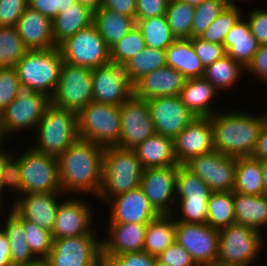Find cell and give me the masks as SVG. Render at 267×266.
<instances>
[{
    "mask_svg": "<svg viewBox=\"0 0 267 266\" xmlns=\"http://www.w3.org/2000/svg\"><path fill=\"white\" fill-rule=\"evenodd\" d=\"M104 147L78 138L57 157L64 195L97 197L102 186Z\"/></svg>",
    "mask_w": 267,
    "mask_h": 266,
    "instance_id": "obj_1",
    "label": "cell"
},
{
    "mask_svg": "<svg viewBox=\"0 0 267 266\" xmlns=\"http://www.w3.org/2000/svg\"><path fill=\"white\" fill-rule=\"evenodd\" d=\"M249 111H217L210 116L214 150L232 157L251 156L259 133L267 120V111L254 115Z\"/></svg>",
    "mask_w": 267,
    "mask_h": 266,
    "instance_id": "obj_2",
    "label": "cell"
},
{
    "mask_svg": "<svg viewBox=\"0 0 267 266\" xmlns=\"http://www.w3.org/2000/svg\"><path fill=\"white\" fill-rule=\"evenodd\" d=\"M142 171L134 149L104 147L102 186L96 199L106 204L119 194L139 188Z\"/></svg>",
    "mask_w": 267,
    "mask_h": 266,
    "instance_id": "obj_3",
    "label": "cell"
},
{
    "mask_svg": "<svg viewBox=\"0 0 267 266\" xmlns=\"http://www.w3.org/2000/svg\"><path fill=\"white\" fill-rule=\"evenodd\" d=\"M50 104V98L47 95L20 84L15 99L0 115V138L5 145L7 146L5 139H10L13 134L14 138L17 133L20 135L24 130L28 132L33 130L34 134Z\"/></svg>",
    "mask_w": 267,
    "mask_h": 266,
    "instance_id": "obj_4",
    "label": "cell"
},
{
    "mask_svg": "<svg viewBox=\"0 0 267 266\" xmlns=\"http://www.w3.org/2000/svg\"><path fill=\"white\" fill-rule=\"evenodd\" d=\"M35 133L36 141L31 147L40 153L58 157L79 138L77 113L50 104Z\"/></svg>",
    "mask_w": 267,
    "mask_h": 266,
    "instance_id": "obj_5",
    "label": "cell"
},
{
    "mask_svg": "<svg viewBox=\"0 0 267 266\" xmlns=\"http://www.w3.org/2000/svg\"><path fill=\"white\" fill-rule=\"evenodd\" d=\"M62 64L61 51L56 46L47 50H29L14 68L20 84L51 98L59 81Z\"/></svg>",
    "mask_w": 267,
    "mask_h": 266,
    "instance_id": "obj_6",
    "label": "cell"
},
{
    "mask_svg": "<svg viewBox=\"0 0 267 266\" xmlns=\"http://www.w3.org/2000/svg\"><path fill=\"white\" fill-rule=\"evenodd\" d=\"M78 136L103 147L115 146L121 133L120 106L92 101L77 114Z\"/></svg>",
    "mask_w": 267,
    "mask_h": 266,
    "instance_id": "obj_7",
    "label": "cell"
},
{
    "mask_svg": "<svg viewBox=\"0 0 267 266\" xmlns=\"http://www.w3.org/2000/svg\"><path fill=\"white\" fill-rule=\"evenodd\" d=\"M265 235L250 227L233 223L219 230L217 262L229 265L254 266L266 243Z\"/></svg>",
    "mask_w": 267,
    "mask_h": 266,
    "instance_id": "obj_8",
    "label": "cell"
},
{
    "mask_svg": "<svg viewBox=\"0 0 267 266\" xmlns=\"http://www.w3.org/2000/svg\"><path fill=\"white\" fill-rule=\"evenodd\" d=\"M92 73L88 67L63 62L51 104L78 114L93 101Z\"/></svg>",
    "mask_w": 267,
    "mask_h": 266,
    "instance_id": "obj_9",
    "label": "cell"
},
{
    "mask_svg": "<svg viewBox=\"0 0 267 266\" xmlns=\"http://www.w3.org/2000/svg\"><path fill=\"white\" fill-rule=\"evenodd\" d=\"M21 153L22 194L62 193L57 157L40 153L30 145Z\"/></svg>",
    "mask_w": 267,
    "mask_h": 266,
    "instance_id": "obj_10",
    "label": "cell"
},
{
    "mask_svg": "<svg viewBox=\"0 0 267 266\" xmlns=\"http://www.w3.org/2000/svg\"><path fill=\"white\" fill-rule=\"evenodd\" d=\"M58 47L63 62L72 65L95 69L111 62L110 48L93 23L67 38Z\"/></svg>",
    "mask_w": 267,
    "mask_h": 266,
    "instance_id": "obj_11",
    "label": "cell"
},
{
    "mask_svg": "<svg viewBox=\"0 0 267 266\" xmlns=\"http://www.w3.org/2000/svg\"><path fill=\"white\" fill-rule=\"evenodd\" d=\"M97 231L90 235L53 239L45 258L49 266H98L102 251Z\"/></svg>",
    "mask_w": 267,
    "mask_h": 266,
    "instance_id": "obj_12",
    "label": "cell"
},
{
    "mask_svg": "<svg viewBox=\"0 0 267 266\" xmlns=\"http://www.w3.org/2000/svg\"><path fill=\"white\" fill-rule=\"evenodd\" d=\"M236 157L218 151L191 158L183 166L202 179L213 192H233Z\"/></svg>",
    "mask_w": 267,
    "mask_h": 266,
    "instance_id": "obj_13",
    "label": "cell"
},
{
    "mask_svg": "<svg viewBox=\"0 0 267 266\" xmlns=\"http://www.w3.org/2000/svg\"><path fill=\"white\" fill-rule=\"evenodd\" d=\"M175 242L184 247L197 266L217 262L219 230L206 224L176 222Z\"/></svg>",
    "mask_w": 267,
    "mask_h": 266,
    "instance_id": "obj_14",
    "label": "cell"
},
{
    "mask_svg": "<svg viewBox=\"0 0 267 266\" xmlns=\"http://www.w3.org/2000/svg\"><path fill=\"white\" fill-rule=\"evenodd\" d=\"M72 196V197H71ZM65 197V198H64ZM60 200L56 219L52 229V238H66L90 235L96 231L94 224L95 213L93 205L86 199H79L76 195H66ZM64 198V200H63ZM94 224V225H93ZM94 227V228H93Z\"/></svg>",
    "mask_w": 267,
    "mask_h": 266,
    "instance_id": "obj_15",
    "label": "cell"
},
{
    "mask_svg": "<svg viewBox=\"0 0 267 266\" xmlns=\"http://www.w3.org/2000/svg\"><path fill=\"white\" fill-rule=\"evenodd\" d=\"M120 118L118 147L135 149L139 143L156 133L147 101L134 94L120 106Z\"/></svg>",
    "mask_w": 267,
    "mask_h": 266,
    "instance_id": "obj_16",
    "label": "cell"
},
{
    "mask_svg": "<svg viewBox=\"0 0 267 266\" xmlns=\"http://www.w3.org/2000/svg\"><path fill=\"white\" fill-rule=\"evenodd\" d=\"M179 164L144 169L140 188L158 214H172L176 204V176Z\"/></svg>",
    "mask_w": 267,
    "mask_h": 266,
    "instance_id": "obj_17",
    "label": "cell"
},
{
    "mask_svg": "<svg viewBox=\"0 0 267 266\" xmlns=\"http://www.w3.org/2000/svg\"><path fill=\"white\" fill-rule=\"evenodd\" d=\"M92 91L93 101L121 106L133 94V84L124 65L110 62L93 69Z\"/></svg>",
    "mask_w": 267,
    "mask_h": 266,
    "instance_id": "obj_18",
    "label": "cell"
},
{
    "mask_svg": "<svg viewBox=\"0 0 267 266\" xmlns=\"http://www.w3.org/2000/svg\"><path fill=\"white\" fill-rule=\"evenodd\" d=\"M155 132L174 139L196 117L178 96L156 97L147 100Z\"/></svg>",
    "mask_w": 267,
    "mask_h": 266,
    "instance_id": "obj_19",
    "label": "cell"
},
{
    "mask_svg": "<svg viewBox=\"0 0 267 266\" xmlns=\"http://www.w3.org/2000/svg\"><path fill=\"white\" fill-rule=\"evenodd\" d=\"M173 146L179 165H183L193 157L214 151L210 118L196 117L173 139Z\"/></svg>",
    "mask_w": 267,
    "mask_h": 266,
    "instance_id": "obj_20",
    "label": "cell"
},
{
    "mask_svg": "<svg viewBox=\"0 0 267 266\" xmlns=\"http://www.w3.org/2000/svg\"><path fill=\"white\" fill-rule=\"evenodd\" d=\"M106 203L109 206L108 223L148 224L159 215L140 187L119 194Z\"/></svg>",
    "mask_w": 267,
    "mask_h": 266,
    "instance_id": "obj_21",
    "label": "cell"
},
{
    "mask_svg": "<svg viewBox=\"0 0 267 266\" xmlns=\"http://www.w3.org/2000/svg\"><path fill=\"white\" fill-rule=\"evenodd\" d=\"M63 193H28L11 200V209L22 219L52 232ZM60 198V199H59Z\"/></svg>",
    "mask_w": 267,
    "mask_h": 266,
    "instance_id": "obj_22",
    "label": "cell"
},
{
    "mask_svg": "<svg viewBox=\"0 0 267 266\" xmlns=\"http://www.w3.org/2000/svg\"><path fill=\"white\" fill-rule=\"evenodd\" d=\"M186 78L170 66L143 75L133 84V94L145 101L156 97L178 96Z\"/></svg>",
    "mask_w": 267,
    "mask_h": 266,
    "instance_id": "obj_23",
    "label": "cell"
},
{
    "mask_svg": "<svg viewBox=\"0 0 267 266\" xmlns=\"http://www.w3.org/2000/svg\"><path fill=\"white\" fill-rule=\"evenodd\" d=\"M147 224L108 223L105 238L100 237L103 253L118 256L143 251Z\"/></svg>",
    "mask_w": 267,
    "mask_h": 266,
    "instance_id": "obj_24",
    "label": "cell"
},
{
    "mask_svg": "<svg viewBox=\"0 0 267 266\" xmlns=\"http://www.w3.org/2000/svg\"><path fill=\"white\" fill-rule=\"evenodd\" d=\"M15 28L29 50H47L56 47L52 20L29 6L24 10Z\"/></svg>",
    "mask_w": 267,
    "mask_h": 266,
    "instance_id": "obj_25",
    "label": "cell"
},
{
    "mask_svg": "<svg viewBox=\"0 0 267 266\" xmlns=\"http://www.w3.org/2000/svg\"><path fill=\"white\" fill-rule=\"evenodd\" d=\"M220 93L203 77L186 79L184 87L180 91L181 102L195 117H210L217 110L212 104L214 98Z\"/></svg>",
    "mask_w": 267,
    "mask_h": 266,
    "instance_id": "obj_26",
    "label": "cell"
},
{
    "mask_svg": "<svg viewBox=\"0 0 267 266\" xmlns=\"http://www.w3.org/2000/svg\"><path fill=\"white\" fill-rule=\"evenodd\" d=\"M223 45L226 54L245 68L252 61L253 56L260 47L259 42L251 33L245 16H242L227 33Z\"/></svg>",
    "mask_w": 267,
    "mask_h": 266,
    "instance_id": "obj_27",
    "label": "cell"
},
{
    "mask_svg": "<svg viewBox=\"0 0 267 266\" xmlns=\"http://www.w3.org/2000/svg\"><path fill=\"white\" fill-rule=\"evenodd\" d=\"M134 150L143 170L178 164L174 155L173 139L161 134L155 133L139 143Z\"/></svg>",
    "mask_w": 267,
    "mask_h": 266,
    "instance_id": "obj_28",
    "label": "cell"
},
{
    "mask_svg": "<svg viewBox=\"0 0 267 266\" xmlns=\"http://www.w3.org/2000/svg\"><path fill=\"white\" fill-rule=\"evenodd\" d=\"M235 223L260 232L267 227V194L245 195L233 192Z\"/></svg>",
    "mask_w": 267,
    "mask_h": 266,
    "instance_id": "obj_29",
    "label": "cell"
},
{
    "mask_svg": "<svg viewBox=\"0 0 267 266\" xmlns=\"http://www.w3.org/2000/svg\"><path fill=\"white\" fill-rule=\"evenodd\" d=\"M6 214L7 218H3L0 227L5 232L10 242V262L12 266H22L35 262L38 258L32 253L26 239L24 230V219L9 208Z\"/></svg>",
    "mask_w": 267,
    "mask_h": 266,
    "instance_id": "obj_30",
    "label": "cell"
},
{
    "mask_svg": "<svg viewBox=\"0 0 267 266\" xmlns=\"http://www.w3.org/2000/svg\"><path fill=\"white\" fill-rule=\"evenodd\" d=\"M93 23V10L76 2L71 7L60 12L52 20V31L55 44L58 47L67 38Z\"/></svg>",
    "mask_w": 267,
    "mask_h": 266,
    "instance_id": "obj_31",
    "label": "cell"
},
{
    "mask_svg": "<svg viewBox=\"0 0 267 266\" xmlns=\"http://www.w3.org/2000/svg\"><path fill=\"white\" fill-rule=\"evenodd\" d=\"M166 62L186 79L203 76L204 66L196 56L191 39H176L166 49Z\"/></svg>",
    "mask_w": 267,
    "mask_h": 266,
    "instance_id": "obj_32",
    "label": "cell"
},
{
    "mask_svg": "<svg viewBox=\"0 0 267 266\" xmlns=\"http://www.w3.org/2000/svg\"><path fill=\"white\" fill-rule=\"evenodd\" d=\"M172 214H159L146 225L143 251L157 257L175 243L176 228Z\"/></svg>",
    "mask_w": 267,
    "mask_h": 266,
    "instance_id": "obj_33",
    "label": "cell"
},
{
    "mask_svg": "<svg viewBox=\"0 0 267 266\" xmlns=\"http://www.w3.org/2000/svg\"><path fill=\"white\" fill-rule=\"evenodd\" d=\"M93 24L104 43L111 48L136 25V22L116 11L100 7L93 11Z\"/></svg>",
    "mask_w": 267,
    "mask_h": 266,
    "instance_id": "obj_34",
    "label": "cell"
},
{
    "mask_svg": "<svg viewBox=\"0 0 267 266\" xmlns=\"http://www.w3.org/2000/svg\"><path fill=\"white\" fill-rule=\"evenodd\" d=\"M233 192L252 196L267 194L264 189L260 160L251 156L237 157Z\"/></svg>",
    "mask_w": 267,
    "mask_h": 266,
    "instance_id": "obj_35",
    "label": "cell"
},
{
    "mask_svg": "<svg viewBox=\"0 0 267 266\" xmlns=\"http://www.w3.org/2000/svg\"><path fill=\"white\" fill-rule=\"evenodd\" d=\"M245 72L246 68L242 64L226 54L212 65L205 67L202 77L221 93L220 91L223 92V90H231Z\"/></svg>",
    "mask_w": 267,
    "mask_h": 266,
    "instance_id": "obj_36",
    "label": "cell"
},
{
    "mask_svg": "<svg viewBox=\"0 0 267 266\" xmlns=\"http://www.w3.org/2000/svg\"><path fill=\"white\" fill-rule=\"evenodd\" d=\"M124 66L129 81L134 84L143 75L167 66L166 50L145 47Z\"/></svg>",
    "mask_w": 267,
    "mask_h": 266,
    "instance_id": "obj_37",
    "label": "cell"
},
{
    "mask_svg": "<svg viewBox=\"0 0 267 266\" xmlns=\"http://www.w3.org/2000/svg\"><path fill=\"white\" fill-rule=\"evenodd\" d=\"M212 190L197 175L179 165L176 176V201L208 202Z\"/></svg>",
    "mask_w": 267,
    "mask_h": 266,
    "instance_id": "obj_38",
    "label": "cell"
},
{
    "mask_svg": "<svg viewBox=\"0 0 267 266\" xmlns=\"http://www.w3.org/2000/svg\"><path fill=\"white\" fill-rule=\"evenodd\" d=\"M146 47L166 50L176 38L173 36L165 15L136 21Z\"/></svg>",
    "mask_w": 267,
    "mask_h": 266,
    "instance_id": "obj_39",
    "label": "cell"
},
{
    "mask_svg": "<svg viewBox=\"0 0 267 266\" xmlns=\"http://www.w3.org/2000/svg\"><path fill=\"white\" fill-rule=\"evenodd\" d=\"M235 223L233 192H212L208 201L207 224L221 230Z\"/></svg>",
    "mask_w": 267,
    "mask_h": 266,
    "instance_id": "obj_40",
    "label": "cell"
},
{
    "mask_svg": "<svg viewBox=\"0 0 267 266\" xmlns=\"http://www.w3.org/2000/svg\"><path fill=\"white\" fill-rule=\"evenodd\" d=\"M195 7L182 0H169L165 13L167 23L176 39H190Z\"/></svg>",
    "mask_w": 267,
    "mask_h": 266,
    "instance_id": "obj_41",
    "label": "cell"
},
{
    "mask_svg": "<svg viewBox=\"0 0 267 266\" xmlns=\"http://www.w3.org/2000/svg\"><path fill=\"white\" fill-rule=\"evenodd\" d=\"M28 51L15 27H0V68L14 67Z\"/></svg>",
    "mask_w": 267,
    "mask_h": 266,
    "instance_id": "obj_42",
    "label": "cell"
},
{
    "mask_svg": "<svg viewBox=\"0 0 267 266\" xmlns=\"http://www.w3.org/2000/svg\"><path fill=\"white\" fill-rule=\"evenodd\" d=\"M242 12L236 3L229 4L199 38L211 43L223 44L227 33L243 16Z\"/></svg>",
    "mask_w": 267,
    "mask_h": 266,
    "instance_id": "obj_43",
    "label": "cell"
},
{
    "mask_svg": "<svg viewBox=\"0 0 267 266\" xmlns=\"http://www.w3.org/2000/svg\"><path fill=\"white\" fill-rule=\"evenodd\" d=\"M146 47L142 32L134 25L131 30L110 48L111 63L125 65Z\"/></svg>",
    "mask_w": 267,
    "mask_h": 266,
    "instance_id": "obj_44",
    "label": "cell"
},
{
    "mask_svg": "<svg viewBox=\"0 0 267 266\" xmlns=\"http://www.w3.org/2000/svg\"><path fill=\"white\" fill-rule=\"evenodd\" d=\"M229 4L227 0H205L195 6L191 38L199 37Z\"/></svg>",
    "mask_w": 267,
    "mask_h": 266,
    "instance_id": "obj_45",
    "label": "cell"
},
{
    "mask_svg": "<svg viewBox=\"0 0 267 266\" xmlns=\"http://www.w3.org/2000/svg\"><path fill=\"white\" fill-rule=\"evenodd\" d=\"M24 230L32 253L38 259H45L52 249V233L44 228H41L36 223L25 219Z\"/></svg>",
    "mask_w": 267,
    "mask_h": 266,
    "instance_id": "obj_46",
    "label": "cell"
},
{
    "mask_svg": "<svg viewBox=\"0 0 267 266\" xmlns=\"http://www.w3.org/2000/svg\"><path fill=\"white\" fill-rule=\"evenodd\" d=\"M208 202L176 201L172 216L175 222L206 224Z\"/></svg>",
    "mask_w": 267,
    "mask_h": 266,
    "instance_id": "obj_47",
    "label": "cell"
},
{
    "mask_svg": "<svg viewBox=\"0 0 267 266\" xmlns=\"http://www.w3.org/2000/svg\"><path fill=\"white\" fill-rule=\"evenodd\" d=\"M14 154V152L6 159L4 168H3V178H2V205L4 199L5 191L8 194L10 190V194L13 191L15 198L17 199L19 196L22 195V182H21V168H20V156Z\"/></svg>",
    "mask_w": 267,
    "mask_h": 266,
    "instance_id": "obj_48",
    "label": "cell"
},
{
    "mask_svg": "<svg viewBox=\"0 0 267 266\" xmlns=\"http://www.w3.org/2000/svg\"><path fill=\"white\" fill-rule=\"evenodd\" d=\"M20 80L14 67L0 68V115L15 99Z\"/></svg>",
    "mask_w": 267,
    "mask_h": 266,
    "instance_id": "obj_49",
    "label": "cell"
},
{
    "mask_svg": "<svg viewBox=\"0 0 267 266\" xmlns=\"http://www.w3.org/2000/svg\"><path fill=\"white\" fill-rule=\"evenodd\" d=\"M194 47L196 56L202 62L204 68L212 65L218 59L226 55L223 44L211 43L199 37L190 38Z\"/></svg>",
    "mask_w": 267,
    "mask_h": 266,
    "instance_id": "obj_50",
    "label": "cell"
},
{
    "mask_svg": "<svg viewBox=\"0 0 267 266\" xmlns=\"http://www.w3.org/2000/svg\"><path fill=\"white\" fill-rule=\"evenodd\" d=\"M29 0H0V27H15Z\"/></svg>",
    "mask_w": 267,
    "mask_h": 266,
    "instance_id": "obj_51",
    "label": "cell"
},
{
    "mask_svg": "<svg viewBox=\"0 0 267 266\" xmlns=\"http://www.w3.org/2000/svg\"><path fill=\"white\" fill-rule=\"evenodd\" d=\"M245 13L251 33L260 45L267 44V9L253 8ZM248 16H247V15Z\"/></svg>",
    "mask_w": 267,
    "mask_h": 266,
    "instance_id": "obj_52",
    "label": "cell"
},
{
    "mask_svg": "<svg viewBox=\"0 0 267 266\" xmlns=\"http://www.w3.org/2000/svg\"><path fill=\"white\" fill-rule=\"evenodd\" d=\"M156 258L169 266H197L189 252L176 242L168 246Z\"/></svg>",
    "mask_w": 267,
    "mask_h": 266,
    "instance_id": "obj_53",
    "label": "cell"
},
{
    "mask_svg": "<svg viewBox=\"0 0 267 266\" xmlns=\"http://www.w3.org/2000/svg\"><path fill=\"white\" fill-rule=\"evenodd\" d=\"M169 0H137L136 21L165 15Z\"/></svg>",
    "mask_w": 267,
    "mask_h": 266,
    "instance_id": "obj_54",
    "label": "cell"
},
{
    "mask_svg": "<svg viewBox=\"0 0 267 266\" xmlns=\"http://www.w3.org/2000/svg\"><path fill=\"white\" fill-rule=\"evenodd\" d=\"M246 73L267 85V44L260 45L252 61L247 65Z\"/></svg>",
    "mask_w": 267,
    "mask_h": 266,
    "instance_id": "obj_55",
    "label": "cell"
},
{
    "mask_svg": "<svg viewBox=\"0 0 267 266\" xmlns=\"http://www.w3.org/2000/svg\"><path fill=\"white\" fill-rule=\"evenodd\" d=\"M137 0H102L100 7L116 11L136 22Z\"/></svg>",
    "mask_w": 267,
    "mask_h": 266,
    "instance_id": "obj_56",
    "label": "cell"
},
{
    "mask_svg": "<svg viewBox=\"0 0 267 266\" xmlns=\"http://www.w3.org/2000/svg\"><path fill=\"white\" fill-rule=\"evenodd\" d=\"M28 6L51 20L60 13V0H29Z\"/></svg>",
    "mask_w": 267,
    "mask_h": 266,
    "instance_id": "obj_57",
    "label": "cell"
},
{
    "mask_svg": "<svg viewBox=\"0 0 267 266\" xmlns=\"http://www.w3.org/2000/svg\"><path fill=\"white\" fill-rule=\"evenodd\" d=\"M98 266H130V253L112 256L101 252L98 259Z\"/></svg>",
    "mask_w": 267,
    "mask_h": 266,
    "instance_id": "obj_58",
    "label": "cell"
},
{
    "mask_svg": "<svg viewBox=\"0 0 267 266\" xmlns=\"http://www.w3.org/2000/svg\"><path fill=\"white\" fill-rule=\"evenodd\" d=\"M251 157L258 160H267V120L264 123Z\"/></svg>",
    "mask_w": 267,
    "mask_h": 266,
    "instance_id": "obj_59",
    "label": "cell"
},
{
    "mask_svg": "<svg viewBox=\"0 0 267 266\" xmlns=\"http://www.w3.org/2000/svg\"><path fill=\"white\" fill-rule=\"evenodd\" d=\"M5 204L3 205V208H0V218L1 216H4L2 213V209H4ZM2 213V214H1ZM0 219V224H1ZM0 266H12L10 262V242L8 241V238L5 234V232L0 227Z\"/></svg>",
    "mask_w": 267,
    "mask_h": 266,
    "instance_id": "obj_60",
    "label": "cell"
},
{
    "mask_svg": "<svg viewBox=\"0 0 267 266\" xmlns=\"http://www.w3.org/2000/svg\"><path fill=\"white\" fill-rule=\"evenodd\" d=\"M154 260L147 252H130V266H154Z\"/></svg>",
    "mask_w": 267,
    "mask_h": 266,
    "instance_id": "obj_61",
    "label": "cell"
},
{
    "mask_svg": "<svg viewBox=\"0 0 267 266\" xmlns=\"http://www.w3.org/2000/svg\"><path fill=\"white\" fill-rule=\"evenodd\" d=\"M7 148L4 147V144L2 143L0 145V205L2 206V178H3V168H4V164L6 159L13 153V151L11 152L8 148V150H6ZM9 151V152H8Z\"/></svg>",
    "mask_w": 267,
    "mask_h": 266,
    "instance_id": "obj_62",
    "label": "cell"
},
{
    "mask_svg": "<svg viewBox=\"0 0 267 266\" xmlns=\"http://www.w3.org/2000/svg\"><path fill=\"white\" fill-rule=\"evenodd\" d=\"M77 2L88 6L91 10L95 11L100 8L102 0H76Z\"/></svg>",
    "mask_w": 267,
    "mask_h": 266,
    "instance_id": "obj_63",
    "label": "cell"
},
{
    "mask_svg": "<svg viewBox=\"0 0 267 266\" xmlns=\"http://www.w3.org/2000/svg\"><path fill=\"white\" fill-rule=\"evenodd\" d=\"M261 169L263 174L264 189L267 193V160H261Z\"/></svg>",
    "mask_w": 267,
    "mask_h": 266,
    "instance_id": "obj_64",
    "label": "cell"
},
{
    "mask_svg": "<svg viewBox=\"0 0 267 266\" xmlns=\"http://www.w3.org/2000/svg\"><path fill=\"white\" fill-rule=\"evenodd\" d=\"M76 2H77L76 0H60V12L65 11V9L71 7Z\"/></svg>",
    "mask_w": 267,
    "mask_h": 266,
    "instance_id": "obj_65",
    "label": "cell"
},
{
    "mask_svg": "<svg viewBox=\"0 0 267 266\" xmlns=\"http://www.w3.org/2000/svg\"><path fill=\"white\" fill-rule=\"evenodd\" d=\"M22 266H49L45 259H38L33 263L22 265Z\"/></svg>",
    "mask_w": 267,
    "mask_h": 266,
    "instance_id": "obj_66",
    "label": "cell"
},
{
    "mask_svg": "<svg viewBox=\"0 0 267 266\" xmlns=\"http://www.w3.org/2000/svg\"><path fill=\"white\" fill-rule=\"evenodd\" d=\"M186 3H188L189 5H192V6H197V5H200L203 1L205 0H182Z\"/></svg>",
    "mask_w": 267,
    "mask_h": 266,
    "instance_id": "obj_67",
    "label": "cell"
},
{
    "mask_svg": "<svg viewBox=\"0 0 267 266\" xmlns=\"http://www.w3.org/2000/svg\"><path fill=\"white\" fill-rule=\"evenodd\" d=\"M154 266H169L167 265L166 263L158 260L156 257H155V260H154Z\"/></svg>",
    "mask_w": 267,
    "mask_h": 266,
    "instance_id": "obj_68",
    "label": "cell"
},
{
    "mask_svg": "<svg viewBox=\"0 0 267 266\" xmlns=\"http://www.w3.org/2000/svg\"><path fill=\"white\" fill-rule=\"evenodd\" d=\"M208 266H239V265H229V264H222L219 262H215V263L208 265Z\"/></svg>",
    "mask_w": 267,
    "mask_h": 266,
    "instance_id": "obj_69",
    "label": "cell"
},
{
    "mask_svg": "<svg viewBox=\"0 0 267 266\" xmlns=\"http://www.w3.org/2000/svg\"><path fill=\"white\" fill-rule=\"evenodd\" d=\"M230 4H234L236 1H234V0H227ZM241 1H243V0H241Z\"/></svg>",
    "mask_w": 267,
    "mask_h": 266,
    "instance_id": "obj_70",
    "label": "cell"
}]
</instances>
